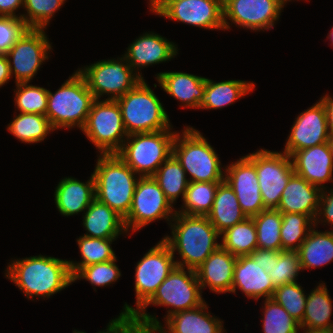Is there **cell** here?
<instances>
[{"label": "cell", "instance_id": "obj_1", "mask_svg": "<svg viewBox=\"0 0 333 333\" xmlns=\"http://www.w3.org/2000/svg\"><path fill=\"white\" fill-rule=\"evenodd\" d=\"M10 262L5 277L28 299L50 298L73 283L68 260L40 254Z\"/></svg>", "mask_w": 333, "mask_h": 333}, {"label": "cell", "instance_id": "obj_2", "mask_svg": "<svg viewBox=\"0 0 333 333\" xmlns=\"http://www.w3.org/2000/svg\"><path fill=\"white\" fill-rule=\"evenodd\" d=\"M168 225L172 236L166 235L162 239L169 245L173 255L176 251L180 255L182 261L175 260L176 266L196 270L221 246L217 242L220 233L207 216L176 213Z\"/></svg>", "mask_w": 333, "mask_h": 333}, {"label": "cell", "instance_id": "obj_3", "mask_svg": "<svg viewBox=\"0 0 333 333\" xmlns=\"http://www.w3.org/2000/svg\"><path fill=\"white\" fill-rule=\"evenodd\" d=\"M93 171L96 199L123 219L128 215L140 176L118 156L100 154Z\"/></svg>", "mask_w": 333, "mask_h": 333}, {"label": "cell", "instance_id": "obj_4", "mask_svg": "<svg viewBox=\"0 0 333 333\" xmlns=\"http://www.w3.org/2000/svg\"><path fill=\"white\" fill-rule=\"evenodd\" d=\"M95 97L85 78L76 70L61 87L52 93L48 90V118L54 130L83 128Z\"/></svg>", "mask_w": 333, "mask_h": 333}, {"label": "cell", "instance_id": "obj_5", "mask_svg": "<svg viewBox=\"0 0 333 333\" xmlns=\"http://www.w3.org/2000/svg\"><path fill=\"white\" fill-rule=\"evenodd\" d=\"M183 129L175 135L172 154L191 175L189 182H223L225 171L214 148L200 131L191 126Z\"/></svg>", "mask_w": 333, "mask_h": 333}, {"label": "cell", "instance_id": "obj_6", "mask_svg": "<svg viewBox=\"0 0 333 333\" xmlns=\"http://www.w3.org/2000/svg\"><path fill=\"white\" fill-rule=\"evenodd\" d=\"M116 101L128 135L157 132L172 127L162 103L145 80H141Z\"/></svg>", "mask_w": 333, "mask_h": 333}, {"label": "cell", "instance_id": "obj_7", "mask_svg": "<svg viewBox=\"0 0 333 333\" xmlns=\"http://www.w3.org/2000/svg\"><path fill=\"white\" fill-rule=\"evenodd\" d=\"M176 266L168 277L158 287L152 298L137 312L138 317L159 322L154 315L146 312L149 305L166 306V320L171 315L196 308L202 305L205 300L202 298V289L198 281L196 270Z\"/></svg>", "mask_w": 333, "mask_h": 333}, {"label": "cell", "instance_id": "obj_8", "mask_svg": "<svg viewBox=\"0 0 333 333\" xmlns=\"http://www.w3.org/2000/svg\"><path fill=\"white\" fill-rule=\"evenodd\" d=\"M172 128L128 135L117 154L138 176H153L172 154V144L177 133Z\"/></svg>", "mask_w": 333, "mask_h": 333}, {"label": "cell", "instance_id": "obj_9", "mask_svg": "<svg viewBox=\"0 0 333 333\" xmlns=\"http://www.w3.org/2000/svg\"><path fill=\"white\" fill-rule=\"evenodd\" d=\"M81 131L100 154H117L128 137L116 100H95Z\"/></svg>", "mask_w": 333, "mask_h": 333}, {"label": "cell", "instance_id": "obj_10", "mask_svg": "<svg viewBox=\"0 0 333 333\" xmlns=\"http://www.w3.org/2000/svg\"><path fill=\"white\" fill-rule=\"evenodd\" d=\"M169 245L162 239L145 253L135 267L136 308L125 302L122 314L137 313L176 267Z\"/></svg>", "mask_w": 333, "mask_h": 333}, {"label": "cell", "instance_id": "obj_11", "mask_svg": "<svg viewBox=\"0 0 333 333\" xmlns=\"http://www.w3.org/2000/svg\"><path fill=\"white\" fill-rule=\"evenodd\" d=\"M77 71L85 78L96 100L104 95H108L106 100H116L142 80L131 70L124 56L97 61Z\"/></svg>", "mask_w": 333, "mask_h": 333}, {"label": "cell", "instance_id": "obj_12", "mask_svg": "<svg viewBox=\"0 0 333 333\" xmlns=\"http://www.w3.org/2000/svg\"><path fill=\"white\" fill-rule=\"evenodd\" d=\"M176 211L152 176L140 177L136 184L131 208L123 219L125 229L127 233L131 230L139 231L162 218L170 223Z\"/></svg>", "mask_w": 333, "mask_h": 333}, {"label": "cell", "instance_id": "obj_13", "mask_svg": "<svg viewBox=\"0 0 333 333\" xmlns=\"http://www.w3.org/2000/svg\"><path fill=\"white\" fill-rule=\"evenodd\" d=\"M255 168L266 209H277L290 177L294 174L291 157L285 152L261 149L255 152Z\"/></svg>", "mask_w": 333, "mask_h": 333}, {"label": "cell", "instance_id": "obj_14", "mask_svg": "<svg viewBox=\"0 0 333 333\" xmlns=\"http://www.w3.org/2000/svg\"><path fill=\"white\" fill-rule=\"evenodd\" d=\"M45 32L44 29H28L6 53L15 83L30 82L48 60L52 46Z\"/></svg>", "mask_w": 333, "mask_h": 333}, {"label": "cell", "instance_id": "obj_15", "mask_svg": "<svg viewBox=\"0 0 333 333\" xmlns=\"http://www.w3.org/2000/svg\"><path fill=\"white\" fill-rule=\"evenodd\" d=\"M286 3L285 0H223L224 30L230 29L228 20L255 32L272 29Z\"/></svg>", "mask_w": 333, "mask_h": 333}, {"label": "cell", "instance_id": "obj_16", "mask_svg": "<svg viewBox=\"0 0 333 333\" xmlns=\"http://www.w3.org/2000/svg\"><path fill=\"white\" fill-rule=\"evenodd\" d=\"M224 181L233 189L247 217L265 210L255 168V153L241 157L224 168Z\"/></svg>", "mask_w": 333, "mask_h": 333}, {"label": "cell", "instance_id": "obj_17", "mask_svg": "<svg viewBox=\"0 0 333 333\" xmlns=\"http://www.w3.org/2000/svg\"><path fill=\"white\" fill-rule=\"evenodd\" d=\"M329 136L326 110L319 100L295 118L283 152L291 156L295 151L326 143Z\"/></svg>", "mask_w": 333, "mask_h": 333}, {"label": "cell", "instance_id": "obj_18", "mask_svg": "<svg viewBox=\"0 0 333 333\" xmlns=\"http://www.w3.org/2000/svg\"><path fill=\"white\" fill-rule=\"evenodd\" d=\"M159 16L199 28L224 30L223 0H178Z\"/></svg>", "mask_w": 333, "mask_h": 333}, {"label": "cell", "instance_id": "obj_19", "mask_svg": "<svg viewBox=\"0 0 333 333\" xmlns=\"http://www.w3.org/2000/svg\"><path fill=\"white\" fill-rule=\"evenodd\" d=\"M177 45L170 42L165 37L151 32H146L136 38L123 55L135 74L144 80L141 68L149 65L170 61L178 54ZM140 68V69H139Z\"/></svg>", "mask_w": 333, "mask_h": 333}, {"label": "cell", "instance_id": "obj_20", "mask_svg": "<svg viewBox=\"0 0 333 333\" xmlns=\"http://www.w3.org/2000/svg\"><path fill=\"white\" fill-rule=\"evenodd\" d=\"M290 157L294 173L312 185L326 190L324 184L333 182V156L328 142L295 151Z\"/></svg>", "mask_w": 333, "mask_h": 333}, {"label": "cell", "instance_id": "obj_21", "mask_svg": "<svg viewBox=\"0 0 333 333\" xmlns=\"http://www.w3.org/2000/svg\"><path fill=\"white\" fill-rule=\"evenodd\" d=\"M240 289L247 298L269 299L272 297L275 287L269 274L258 266L249 256H239L234 266L233 284L231 293L236 294Z\"/></svg>", "mask_w": 333, "mask_h": 333}, {"label": "cell", "instance_id": "obj_22", "mask_svg": "<svg viewBox=\"0 0 333 333\" xmlns=\"http://www.w3.org/2000/svg\"><path fill=\"white\" fill-rule=\"evenodd\" d=\"M237 257L221 246L196 269L201 289L206 287L212 292L231 293L234 266Z\"/></svg>", "mask_w": 333, "mask_h": 333}, {"label": "cell", "instance_id": "obj_23", "mask_svg": "<svg viewBox=\"0 0 333 333\" xmlns=\"http://www.w3.org/2000/svg\"><path fill=\"white\" fill-rule=\"evenodd\" d=\"M322 189L312 185L294 173L282 192L277 208L281 213H300L308 215L313 221L320 203Z\"/></svg>", "mask_w": 333, "mask_h": 333}, {"label": "cell", "instance_id": "obj_24", "mask_svg": "<svg viewBox=\"0 0 333 333\" xmlns=\"http://www.w3.org/2000/svg\"><path fill=\"white\" fill-rule=\"evenodd\" d=\"M96 198L93 173L87 182L74 177L63 178L55 188L54 200L61 215L72 216L85 212Z\"/></svg>", "mask_w": 333, "mask_h": 333}, {"label": "cell", "instance_id": "obj_25", "mask_svg": "<svg viewBox=\"0 0 333 333\" xmlns=\"http://www.w3.org/2000/svg\"><path fill=\"white\" fill-rule=\"evenodd\" d=\"M159 86L180 101L182 108L198 109L206 87V78L183 72H160L155 75Z\"/></svg>", "mask_w": 333, "mask_h": 333}, {"label": "cell", "instance_id": "obj_26", "mask_svg": "<svg viewBox=\"0 0 333 333\" xmlns=\"http://www.w3.org/2000/svg\"><path fill=\"white\" fill-rule=\"evenodd\" d=\"M83 226L87 233L83 236L90 238H118L127 231L123 218L108 205L96 198L91 202L83 215Z\"/></svg>", "mask_w": 333, "mask_h": 333}, {"label": "cell", "instance_id": "obj_27", "mask_svg": "<svg viewBox=\"0 0 333 333\" xmlns=\"http://www.w3.org/2000/svg\"><path fill=\"white\" fill-rule=\"evenodd\" d=\"M208 305H202L177 312L168 317L164 324L171 333H224L223 320L207 312Z\"/></svg>", "mask_w": 333, "mask_h": 333}, {"label": "cell", "instance_id": "obj_28", "mask_svg": "<svg viewBox=\"0 0 333 333\" xmlns=\"http://www.w3.org/2000/svg\"><path fill=\"white\" fill-rule=\"evenodd\" d=\"M207 217L220 234L247 218L233 189L225 181L219 184L212 210Z\"/></svg>", "mask_w": 333, "mask_h": 333}, {"label": "cell", "instance_id": "obj_29", "mask_svg": "<svg viewBox=\"0 0 333 333\" xmlns=\"http://www.w3.org/2000/svg\"><path fill=\"white\" fill-rule=\"evenodd\" d=\"M254 82L244 80H225L214 82L206 78V87L198 109H220L233 104L241 97L252 92Z\"/></svg>", "mask_w": 333, "mask_h": 333}, {"label": "cell", "instance_id": "obj_30", "mask_svg": "<svg viewBox=\"0 0 333 333\" xmlns=\"http://www.w3.org/2000/svg\"><path fill=\"white\" fill-rule=\"evenodd\" d=\"M313 226L297 250L301 268H320L333 261V229L320 232Z\"/></svg>", "mask_w": 333, "mask_h": 333}, {"label": "cell", "instance_id": "obj_31", "mask_svg": "<svg viewBox=\"0 0 333 333\" xmlns=\"http://www.w3.org/2000/svg\"><path fill=\"white\" fill-rule=\"evenodd\" d=\"M324 283H319L307 295L305 312L300 329H333V303Z\"/></svg>", "mask_w": 333, "mask_h": 333}, {"label": "cell", "instance_id": "obj_32", "mask_svg": "<svg viewBox=\"0 0 333 333\" xmlns=\"http://www.w3.org/2000/svg\"><path fill=\"white\" fill-rule=\"evenodd\" d=\"M152 177L157 181L172 206L180 195L184 199L189 180L186 178V173L180 162L173 154L159 166Z\"/></svg>", "mask_w": 333, "mask_h": 333}, {"label": "cell", "instance_id": "obj_33", "mask_svg": "<svg viewBox=\"0 0 333 333\" xmlns=\"http://www.w3.org/2000/svg\"><path fill=\"white\" fill-rule=\"evenodd\" d=\"M222 236L221 247L234 256H247L258 248L257 233L252 217L226 229Z\"/></svg>", "mask_w": 333, "mask_h": 333}, {"label": "cell", "instance_id": "obj_34", "mask_svg": "<svg viewBox=\"0 0 333 333\" xmlns=\"http://www.w3.org/2000/svg\"><path fill=\"white\" fill-rule=\"evenodd\" d=\"M7 130L22 143H39L54 131L46 115L19 113L8 124Z\"/></svg>", "mask_w": 333, "mask_h": 333}, {"label": "cell", "instance_id": "obj_35", "mask_svg": "<svg viewBox=\"0 0 333 333\" xmlns=\"http://www.w3.org/2000/svg\"><path fill=\"white\" fill-rule=\"evenodd\" d=\"M221 182H189L183 199L181 213L191 216H207L213 207L217 188Z\"/></svg>", "mask_w": 333, "mask_h": 333}, {"label": "cell", "instance_id": "obj_36", "mask_svg": "<svg viewBox=\"0 0 333 333\" xmlns=\"http://www.w3.org/2000/svg\"><path fill=\"white\" fill-rule=\"evenodd\" d=\"M116 238H90L80 236L77 239L78 248L81 254V261H68L72 277L82 268L92 264L113 260L116 257L111 244Z\"/></svg>", "mask_w": 333, "mask_h": 333}, {"label": "cell", "instance_id": "obj_37", "mask_svg": "<svg viewBox=\"0 0 333 333\" xmlns=\"http://www.w3.org/2000/svg\"><path fill=\"white\" fill-rule=\"evenodd\" d=\"M260 249L282 251L280 229L282 213L277 209H265L252 217Z\"/></svg>", "mask_w": 333, "mask_h": 333}, {"label": "cell", "instance_id": "obj_38", "mask_svg": "<svg viewBox=\"0 0 333 333\" xmlns=\"http://www.w3.org/2000/svg\"><path fill=\"white\" fill-rule=\"evenodd\" d=\"M313 226L314 221L308 215L282 213L280 229L282 251H297Z\"/></svg>", "mask_w": 333, "mask_h": 333}, {"label": "cell", "instance_id": "obj_39", "mask_svg": "<svg viewBox=\"0 0 333 333\" xmlns=\"http://www.w3.org/2000/svg\"><path fill=\"white\" fill-rule=\"evenodd\" d=\"M15 90L14 103L20 113L46 115L48 100L46 88L22 82L16 83Z\"/></svg>", "mask_w": 333, "mask_h": 333}, {"label": "cell", "instance_id": "obj_40", "mask_svg": "<svg viewBox=\"0 0 333 333\" xmlns=\"http://www.w3.org/2000/svg\"><path fill=\"white\" fill-rule=\"evenodd\" d=\"M263 333H298L299 323L272 298L264 300Z\"/></svg>", "mask_w": 333, "mask_h": 333}, {"label": "cell", "instance_id": "obj_41", "mask_svg": "<svg viewBox=\"0 0 333 333\" xmlns=\"http://www.w3.org/2000/svg\"><path fill=\"white\" fill-rule=\"evenodd\" d=\"M271 298L280 304L299 324L302 322L307 293H304L303 287L297 281L276 287Z\"/></svg>", "mask_w": 333, "mask_h": 333}, {"label": "cell", "instance_id": "obj_42", "mask_svg": "<svg viewBox=\"0 0 333 333\" xmlns=\"http://www.w3.org/2000/svg\"><path fill=\"white\" fill-rule=\"evenodd\" d=\"M66 0H24V9L21 18L29 29H44L49 25L54 14L63 6Z\"/></svg>", "mask_w": 333, "mask_h": 333}, {"label": "cell", "instance_id": "obj_43", "mask_svg": "<svg viewBox=\"0 0 333 333\" xmlns=\"http://www.w3.org/2000/svg\"><path fill=\"white\" fill-rule=\"evenodd\" d=\"M301 270L298 252L283 250L273 259V266L268 274L276 288L295 282Z\"/></svg>", "mask_w": 333, "mask_h": 333}, {"label": "cell", "instance_id": "obj_44", "mask_svg": "<svg viewBox=\"0 0 333 333\" xmlns=\"http://www.w3.org/2000/svg\"><path fill=\"white\" fill-rule=\"evenodd\" d=\"M117 259L92 264L82 267L73 277V283L80 279H86L93 286H109L116 282L121 276V272L115 262Z\"/></svg>", "mask_w": 333, "mask_h": 333}, {"label": "cell", "instance_id": "obj_45", "mask_svg": "<svg viewBox=\"0 0 333 333\" xmlns=\"http://www.w3.org/2000/svg\"><path fill=\"white\" fill-rule=\"evenodd\" d=\"M28 29L22 18L0 16V54H6Z\"/></svg>", "mask_w": 333, "mask_h": 333}, {"label": "cell", "instance_id": "obj_46", "mask_svg": "<svg viewBox=\"0 0 333 333\" xmlns=\"http://www.w3.org/2000/svg\"><path fill=\"white\" fill-rule=\"evenodd\" d=\"M167 330V331H166ZM128 333H171L159 322L142 319L136 314H128Z\"/></svg>", "mask_w": 333, "mask_h": 333}, {"label": "cell", "instance_id": "obj_47", "mask_svg": "<svg viewBox=\"0 0 333 333\" xmlns=\"http://www.w3.org/2000/svg\"><path fill=\"white\" fill-rule=\"evenodd\" d=\"M326 192L327 190H322L321 192L318 211L314 219L315 227L321 222L325 224L328 223V225L332 224L331 227L333 226V189L331 188L330 191L328 190V192Z\"/></svg>", "mask_w": 333, "mask_h": 333}, {"label": "cell", "instance_id": "obj_48", "mask_svg": "<svg viewBox=\"0 0 333 333\" xmlns=\"http://www.w3.org/2000/svg\"><path fill=\"white\" fill-rule=\"evenodd\" d=\"M279 253L280 251L257 248L252 251L249 256L258 264L259 267L268 273L271 271V267L273 266V259Z\"/></svg>", "mask_w": 333, "mask_h": 333}, {"label": "cell", "instance_id": "obj_49", "mask_svg": "<svg viewBox=\"0 0 333 333\" xmlns=\"http://www.w3.org/2000/svg\"><path fill=\"white\" fill-rule=\"evenodd\" d=\"M106 328L97 333H128V314L119 313V316L112 319Z\"/></svg>", "mask_w": 333, "mask_h": 333}, {"label": "cell", "instance_id": "obj_50", "mask_svg": "<svg viewBox=\"0 0 333 333\" xmlns=\"http://www.w3.org/2000/svg\"><path fill=\"white\" fill-rule=\"evenodd\" d=\"M23 6L24 0H0V16L21 18V14L16 15V11Z\"/></svg>", "mask_w": 333, "mask_h": 333}, {"label": "cell", "instance_id": "obj_51", "mask_svg": "<svg viewBox=\"0 0 333 333\" xmlns=\"http://www.w3.org/2000/svg\"><path fill=\"white\" fill-rule=\"evenodd\" d=\"M12 78L6 54H0V88Z\"/></svg>", "mask_w": 333, "mask_h": 333}, {"label": "cell", "instance_id": "obj_52", "mask_svg": "<svg viewBox=\"0 0 333 333\" xmlns=\"http://www.w3.org/2000/svg\"><path fill=\"white\" fill-rule=\"evenodd\" d=\"M320 101L323 103L326 110L330 134H333V97H331L330 94H326L320 98Z\"/></svg>", "mask_w": 333, "mask_h": 333}, {"label": "cell", "instance_id": "obj_53", "mask_svg": "<svg viewBox=\"0 0 333 333\" xmlns=\"http://www.w3.org/2000/svg\"><path fill=\"white\" fill-rule=\"evenodd\" d=\"M178 0H149V7L152 13L159 15L171 2Z\"/></svg>", "mask_w": 333, "mask_h": 333}, {"label": "cell", "instance_id": "obj_54", "mask_svg": "<svg viewBox=\"0 0 333 333\" xmlns=\"http://www.w3.org/2000/svg\"><path fill=\"white\" fill-rule=\"evenodd\" d=\"M302 333H333V329H303Z\"/></svg>", "mask_w": 333, "mask_h": 333}, {"label": "cell", "instance_id": "obj_55", "mask_svg": "<svg viewBox=\"0 0 333 333\" xmlns=\"http://www.w3.org/2000/svg\"><path fill=\"white\" fill-rule=\"evenodd\" d=\"M328 145L330 147L331 154L333 156V134H330L329 139H328Z\"/></svg>", "mask_w": 333, "mask_h": 333}, {"label": "cell", "instance_id": "obj_56", "mask_svg": "<svg viewBox=\"0 0 333 333\" xmlns=\"http://www.w3.org/2000/svg\"><path fill=\"white\" fill-rule=\"evenodd\" d=\"M327 38H329V39H330V41H331V43H332V46H333V27H332L331 31L329 32V34H328V37H327Z\"/></svg>", "mask_w": 333, "mask_h": 333}, {"label": "cell", "instance_id": "obj_57", "mask_svg": "<svg viewBox=\"0 0 333 333\" xmlns=\"http://www.w3.org/2000/svg\"><path fill=\"white\" fill-rule=\"evenodd\" d=\"M73 333H86V332L74 330Z\"/></svg>", "mask_w": 333, "mask_h": 333}]
</instances>
